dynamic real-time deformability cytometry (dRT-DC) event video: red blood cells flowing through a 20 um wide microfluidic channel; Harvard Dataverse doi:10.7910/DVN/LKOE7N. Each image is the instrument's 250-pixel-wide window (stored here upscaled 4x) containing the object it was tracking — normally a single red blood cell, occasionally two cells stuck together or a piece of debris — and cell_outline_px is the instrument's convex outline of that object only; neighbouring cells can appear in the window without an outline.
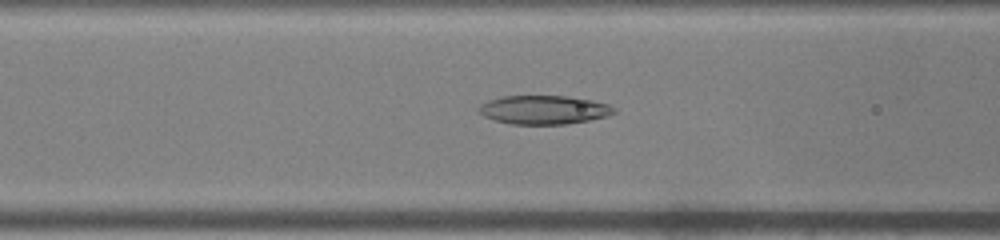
{"species": "common noctule bat (a hibernating species)", "species_latin": "Nyctalus noctula", "temperature_condition": "warm", "stored_images_in_passage": 27, "camera_frame_rate_fps": 3000, "um_per_image_px": 0.085, "animal": {"sex": "male", "body_mass_g": 19.0, "forearm_length_mm": 50.8}, "frame": {"image": 1, "passage_image": 6, "time_ms": 1.667, "image_size_px": [1000, 240], "cell_outline_px": [[616, 112], [608, 116], [568, 124], [512, 124], [496, 120], [484, 116], [480, 112], [480, 104], [488, 100], [504, 96], [564, 96], [588, 100], [608, 104], [616, 108]], "centroid_in_image_um": [46.24, 9.34], "position_along_channel_um": 120.4, "area_um2": 22.37}}
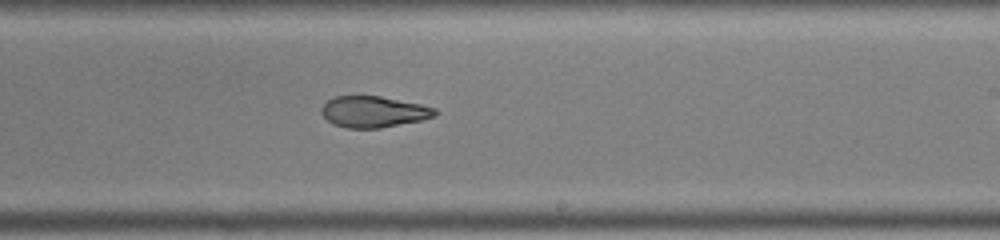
{"frame": {"image": 2, "passage_image": 16, "time_ms": 5.0, "image_size_px": [1000, 240], "cell_outline_px": [[440, 112], [436, 116], [420, 120], [380, 128], [348, 128], [332, 124], [320, 112], [320, 108], [328, 100], [336, 96], [380, 96], [420, 104], [436, 108]], "centroid_in_image_um": [31.76, 9.5], "position_along_channel_um": 257.2, "area_um2": 20.63}}
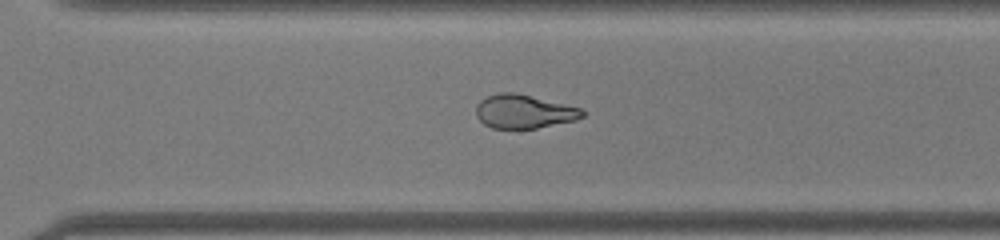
{"frame": {"image": 3, "passage_image": 21, "time_ms": 6.667, "image_size_px": [1000, 240], "cell_outline_px": [[584, 116], [576, 120], [536, 128], [492, 128], [484, 124], [476, 116], [476, 104], [480, 100], [488, 96], [500, 92], [516, 92], [580, 108], [584, 112]], "centroid_in_image_um": [44.5, 9.47], "position_along_channel_um": 326.1, "area_um2": 20.75}}